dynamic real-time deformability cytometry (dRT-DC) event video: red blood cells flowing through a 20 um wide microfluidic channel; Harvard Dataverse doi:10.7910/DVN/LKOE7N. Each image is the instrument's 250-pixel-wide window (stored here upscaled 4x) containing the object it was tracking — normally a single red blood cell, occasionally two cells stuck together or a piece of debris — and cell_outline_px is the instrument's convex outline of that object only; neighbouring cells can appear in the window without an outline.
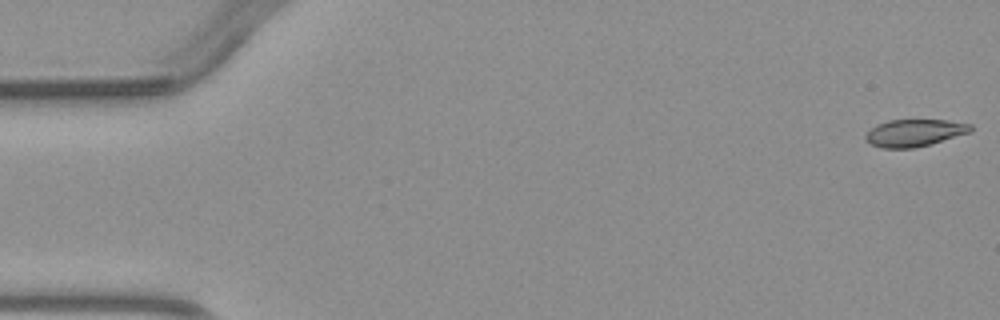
{"species": "common noctule bat (a hibernating species)", "species_latin": "Nyctalus noctula", "temperature_condition": "warm", "stored_images_in_passage": 4, "camera_frame_rate_fps": 3000, "um_per_image_px": 0.085, "animal": {"sex": "male", "body_mass_g": 23.1, "forearm_length_mm": 52.7}, "frame": {"image": 1, "passage_image": 1, "time_ms": 0.0, "image_size_px": [1000, 320], "cell_outline_px": [[972, 132], [932, 144], [912, 148], [880, 148], [872, 144], [864, 136], [876, 124], [888, 120], [948, 120], [972, 124]], "centroid_in_image_um": [77.77, 11.29], "position_along_channel_um": 7.2, "area_um2": 16.7}}
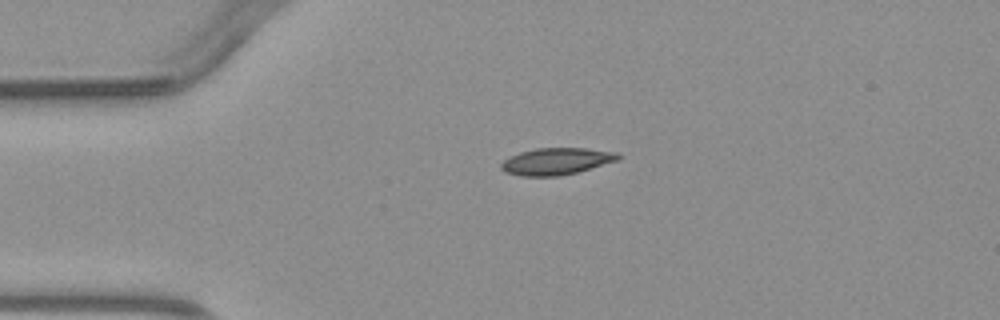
{"frame": {"image": 2, "passage_image": 3, "time_ms": 3.333, "image_size_px": [1000, 320], "cell_outline_px": [[624, 156], [620, 160], [576, 172], [560, 176], [520, 176], [504, 172], [500, 168], [500, 164], [508, 156], [520, 152], [536, 148], [584, 148], [620, 152]], "centroid_in_image_um": [47.32, 13.7], "position_along_channel_um": 37.7, "area_um2": 18.61}}